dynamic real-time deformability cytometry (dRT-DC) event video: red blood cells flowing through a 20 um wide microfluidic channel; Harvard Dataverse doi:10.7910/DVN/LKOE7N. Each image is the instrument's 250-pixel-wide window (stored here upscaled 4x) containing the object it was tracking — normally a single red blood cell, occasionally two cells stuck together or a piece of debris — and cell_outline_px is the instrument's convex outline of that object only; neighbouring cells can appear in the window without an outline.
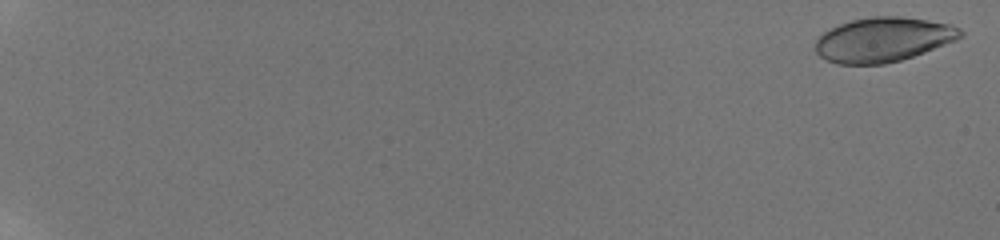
{"species": "human", "species_latin": "Homo sapiens", "temperature_condition": "room temperature", "stored_images_in_passage": 18, "camera_frame_rate_fps": 3000, "um_per_image_px": 0.085, "donor": {"sex": "male"}, "frame": {"image": 1, "passage_image": 2, "time_ms": 0.333, "image_size_px": [1000, 240], "cell_outline_px": [[964, 36], [956, 40], [924, 52], [900, 60], [884, 64], [836, 64], [820, 56], [816, 52], [816, 40], [824, 32], [840, 24], [852, 20], [872, 16], [900, 16], [928, 20], [948, 24], [960, 28], [964, 32]], "centroid_in_image_um": [75.09, 3.36], "position_along_channel_um": 9.9, "area_um2": 37.4}}